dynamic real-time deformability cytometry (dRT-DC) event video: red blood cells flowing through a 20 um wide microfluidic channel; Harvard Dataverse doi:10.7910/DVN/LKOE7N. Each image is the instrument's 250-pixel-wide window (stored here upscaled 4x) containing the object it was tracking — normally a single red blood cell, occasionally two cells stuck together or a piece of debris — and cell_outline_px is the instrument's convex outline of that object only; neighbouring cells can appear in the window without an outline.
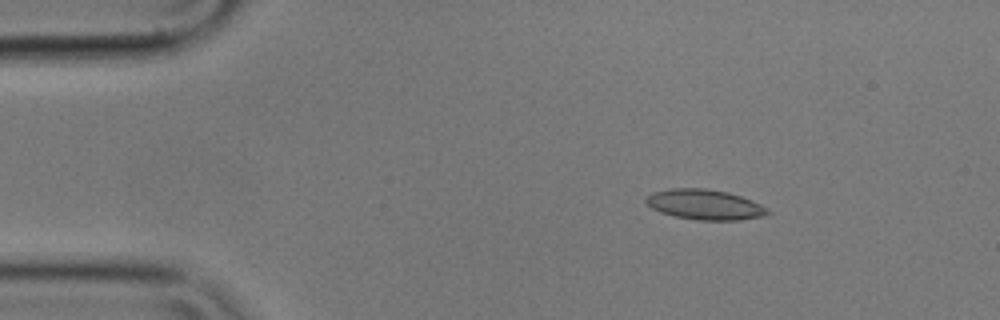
{"species": "common noctule bat (a hibernating species)", "species_latin": "Nyctalus noctula", "temperature_condition": "cold", "stored_images_in_passage": 4, "camera_frame_rate_fps": 3000, "um_per_image_px": 0.085, "animal": {"sex": "male", "body_mass_g": 17.9}, "frame": {"image": 1, "passage_image": 2, "time_ms": 0.333, "image_size_px": [1000, 320], "cell_outline_px": [[772, 212], [760, 216], [740, 220], [696, 220], [676, 216], [660, 212], [652, 208], [644, 200], [652, 192], [672, 188], [704, 188], [728, 192], [752, 200], [768, 208]], "centroid_in_image_um": [59.91, 17.38], "position_along_channel_um": 25.1, "area_um2": 21.33}}